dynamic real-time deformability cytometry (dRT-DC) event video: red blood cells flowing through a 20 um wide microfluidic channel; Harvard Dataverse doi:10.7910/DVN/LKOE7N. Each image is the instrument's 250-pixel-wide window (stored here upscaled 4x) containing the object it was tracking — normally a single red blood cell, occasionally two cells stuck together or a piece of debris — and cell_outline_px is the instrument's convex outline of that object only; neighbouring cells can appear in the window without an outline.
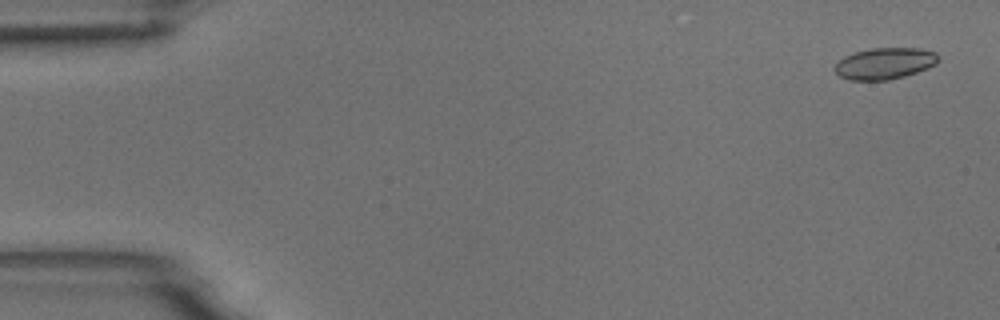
{"species": "common noctule bat (a hibernating species)", "species_latin": "Nyctalus noctula", "temperature_condition": "room temperature", "stored_images_in_passage": 55, "camera_frame_rate_fps": 3000, "um_per_image_px": 0.085, "animal": {"sex": "male", "body_mass_g": 18.8}, "frame": {"image": 1, "passage_image": 3, "time_ms": 0.667, "image_size_px": [1000, 320], "cell_outline_px": [[936, 64], [928, 68], [904, 76], [888, 80], [848, 80], [840, 76], [832, 68], [844, 56], [856, 52], [872, 48], [920, 48], [936, 52]], "centroid_in_image_um": [75.17, 5.39], "position_along_channel_um": 9.8, "area_um2": 18.84}}
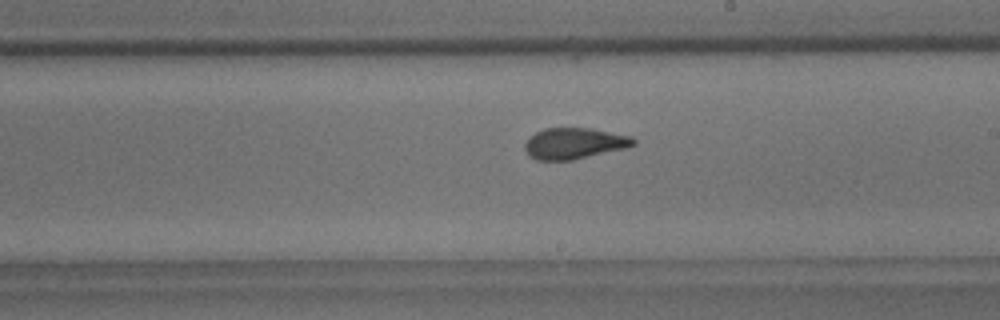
{"frame": {"image": 2, "passage_image": 32, "time_ms": 10.333, "image_size_px": [1000, 320], "cell_outline_px": [[636, 144], [628, 148], [572, 160], [536, 160], [528, 156], [524, 148], [524, 144], [528, 136], [544, 128], [592, 128], [632, 136], [636, 140]], "centroid_in_image_um": [48.81, 12.19], "position_along_channel_um": 240.2, "area_um2": 20.06}}
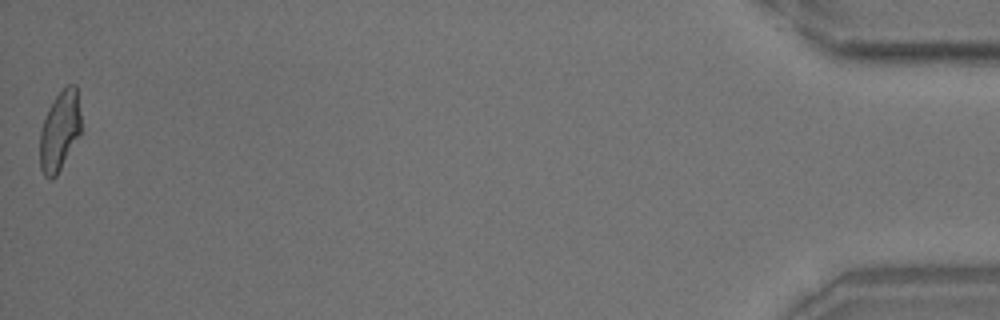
{"frame": {"image": 3, "passage_image": 55, "time_ms": 18.0, "image_size_px": [1000, 320], "cell_outline_px": [[80, 132], [56, 176], [48, 180], [44, 176], [40, 168], [40, 132], [48, 108], [56, 96], [68, 84], [76, 84], [80, 112]], "centroid_in_image_um": [5.05, 11.12], "position_along_channel_um": 430.1, "area_um2": 18.79}, "authors_computed_cell_mechanics": {"area_um2": 19.7098, "velocity_mm_per_s": 3.7189, "shape_relaxation_time_tau1_ms": 5.8767, "shape_relaxation_time_tau2_ms": 1.1106, "deformation_change_tau1": 0.1595, "deformation_change_tau2": 0.07}}